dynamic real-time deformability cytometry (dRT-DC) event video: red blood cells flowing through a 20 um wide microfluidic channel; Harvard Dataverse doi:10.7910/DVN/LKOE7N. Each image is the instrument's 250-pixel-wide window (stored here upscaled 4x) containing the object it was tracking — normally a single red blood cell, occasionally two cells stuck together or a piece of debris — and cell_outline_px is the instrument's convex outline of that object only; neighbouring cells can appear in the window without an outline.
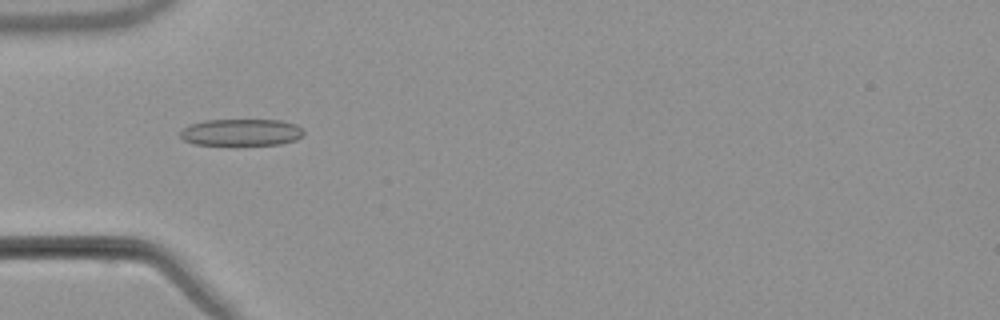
{"species": "common noctule bat (a hibernating species)", "species_latin": "Nyctalus noctula", "temperature_condition": "warm", "stored_images_in_passage": 38, "camera_frame_rate_fps": 3000, "um_per_image_px": 0.085, "animal": {"sex": "male", "body_mass_g": 21.5, "forearm_length_mm": 52.0}, "frame": {"image": 1, "passage_image": 2, "time_ms": 0.333, "image_size_px": [1000, 320], "cell_outline_px": [[304, 132], [296, 140], [280, 144], [192, 144], [184, 140], [180, 136], [180, 132], [188, 124], [204, 120], [280, 120], [296, 124]], "centroid_in_image_um": [20.47, 11.23], "position_along_channel_um": 64.5, "area_um2": 19.13}}
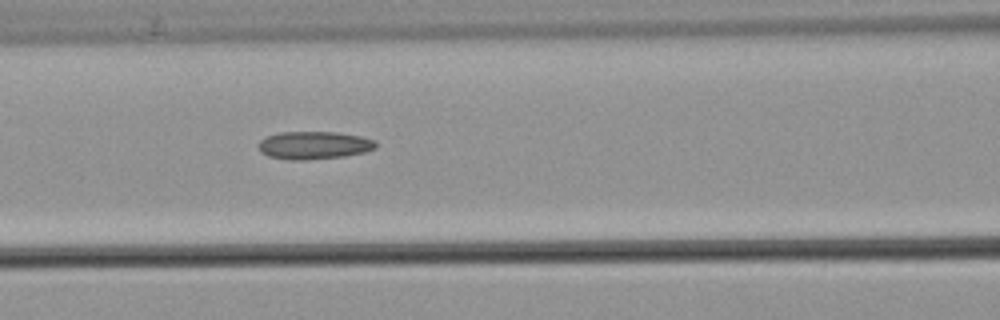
{"frame": {"image": 2, "passage_image": 8, "time_ms": 2.333, "image_size_px": [1000, 320], "cell_outline_px": [[376, 148], [364, 152], [344, 156], [308, 160], [288, 160], [268, 156], [260, 152], [256, 144], [264, 136], [280, 132], [336, 132], [360, 136], [376, 140]], "centroid_in_image_um": [26.63, 12.35], "position_along_channel_um": 140.0, "area_um2": 19.31}}
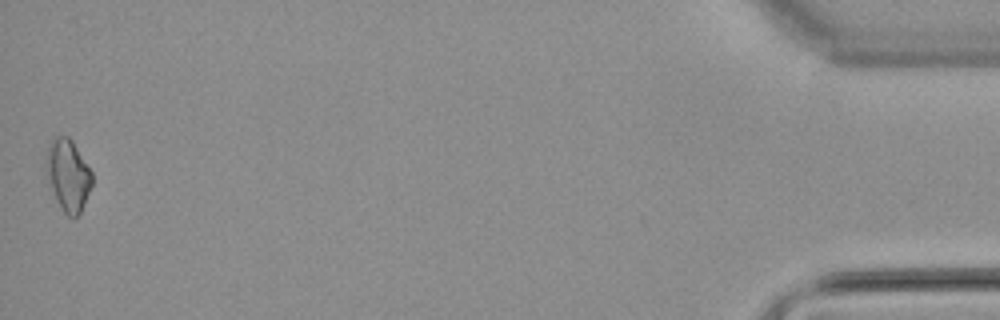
{"frame": {"image": 3, "passage_image": 38, "time_ms": 12.333, "image_size_px": [1000, 320], "cell_outline_px": [[92, 184], [80, 212], [76, 216], [68, 216], [64, 212], [56, 200], [44, 168], [44, 164], [48, 148], [52, 136], [68, 136], [72, 140], [92, 172]], "centroid_in_image_um": [5.76, 14.84], "position_along_channel_um": 429.4, "area_um2": 19.02}, "authors_computed_cell_mechanics": {"area_um2": 18.0914, "velocity_mm_per_s": 3.8342, "shape_relaxation_time_tau1_ms": null, "shape_relaxation_time_tau2_ms": 10.3096, "deformation_change_tau1": null, "deformation_change_tau2": 0.2161}}